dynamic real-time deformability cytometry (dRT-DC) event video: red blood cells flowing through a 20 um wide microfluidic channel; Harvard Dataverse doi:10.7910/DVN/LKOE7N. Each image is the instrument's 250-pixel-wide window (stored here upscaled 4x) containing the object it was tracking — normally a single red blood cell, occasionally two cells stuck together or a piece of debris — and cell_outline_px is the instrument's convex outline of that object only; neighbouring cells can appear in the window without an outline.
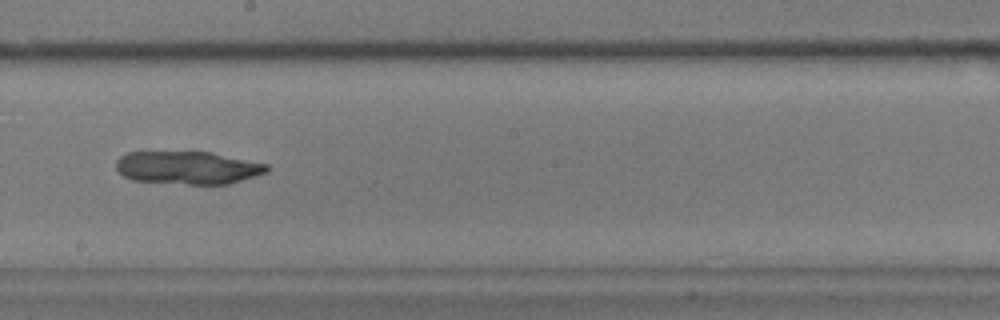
{"species": "common noctule bat (a hibernating species)", "species_latin": "Nyctalus noctula", "temperature_condition": "warm", "stored_images_in_passage": 43, "camera_frame_rate_fps": 3000, "um_per_image_px": 0.085, "animal": {"sex": "male", "body_mass_g": 17.9}, "frame": {"image": 1, "passage_image": 19, "time_ms": 6.0, "image_size_px": [1000, 320], "cell_outline_px": [[268, 172], [228, 184], [188, 184], [132, 180], [124, 176], [116, 168], [116, 160], [120, 156], [128, 152], [192, 148], [212, 152], [268, 164]], "centroid_in_image_um": [15.93, 14.19], "position_along_channel_um": 232.3, "area_um2": 30.06}}